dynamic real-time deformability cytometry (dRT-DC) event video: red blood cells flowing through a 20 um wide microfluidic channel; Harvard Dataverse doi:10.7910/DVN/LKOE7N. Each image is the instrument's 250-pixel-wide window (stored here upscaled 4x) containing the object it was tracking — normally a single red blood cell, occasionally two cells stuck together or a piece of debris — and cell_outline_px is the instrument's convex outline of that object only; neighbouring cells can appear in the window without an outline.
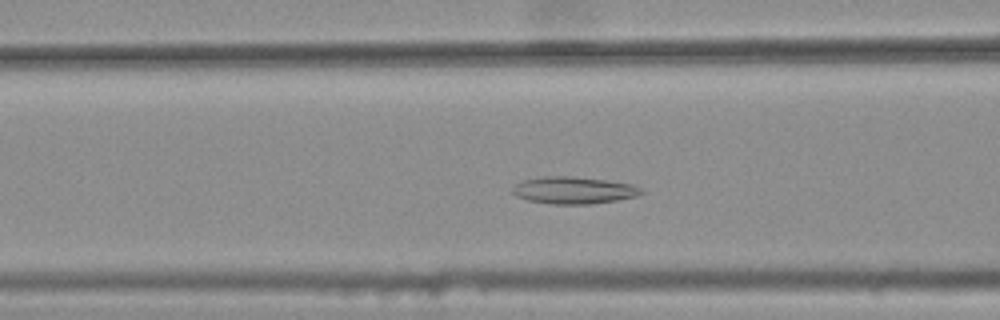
{"species": "common noctule bat (a hibernating species)", "species_latin": "Nyctalus noctula", "temperature_condition": "warm", "stored_images_in_passage": 37, "camera_frame_rate_fps": 3000, "um_per_image_px": 0.085, "animal": {"sex": "female", "body_mass_g": 25.1}, "frame": {"image": 1, "passage_image": 16, "time_ms": 5.0, "image_size_px": [1000, 320], "cell_outline_px": [[644, 192], [636, 196], [616, 200], [592, 204], [552, 204], [528, 200], [516, 196], [512, 192], [512, 188], [520, 180], [544, 176], [568, 176], [604, 180], [632, 184], [640, 188]], "centroid_in_image_um": [48.72, 16.17], "position_along_channel_um": 117.9, "area_um2": 20.23}}
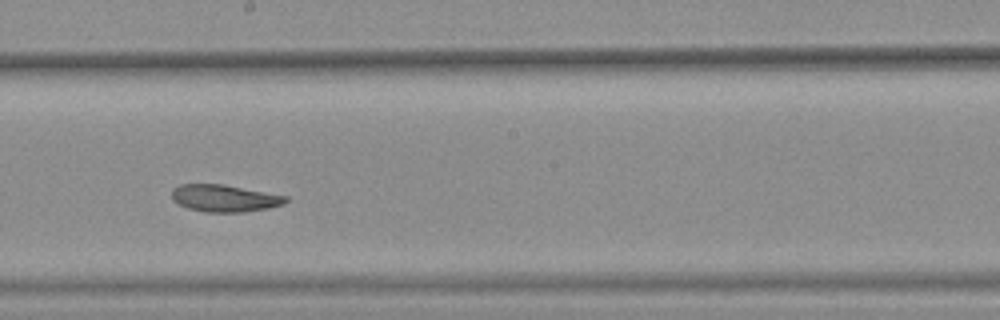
{"frame": {"image": 2, "passage_image": 25, "time_ms": 8.0, "image_size_px": [1000, 320], "cell_outline_px": [[288, 200], [284, 204], [268, 208], [244, 212], [208, 212], [188, 208], [172, 200], [172, 188], [180, 184], [220, 184], [288, 196]], "centroid_in_image_um": [19.08, 16.85], "position_along_channel_um": 229.1, "area_um2": 17.86}}
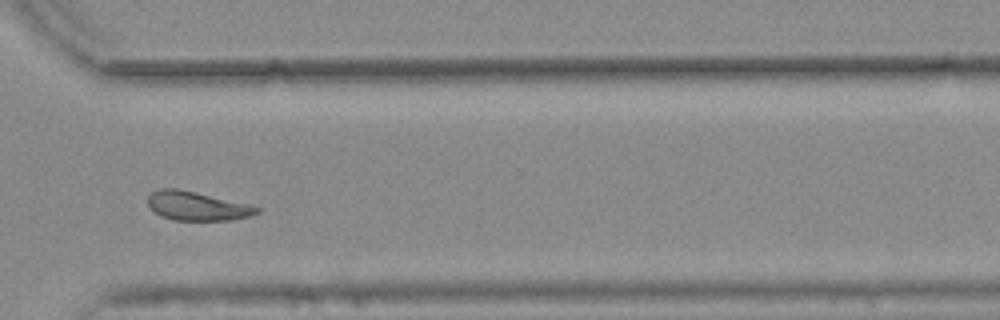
{"frame": {"image": 3, "passage_image": 35, "time_ms": 11.333, "image_size_px": [1000, 320], "cell_outline_px": [[260, 212], [252, 216], [232, 220], [172, 220], [160, 216], [148, 204], [148, 196], [152, 192], [160, 188], [176, 188], [196, 192], [248, 204], [260, 208]], "centroid_in_image_um": [16.76, 17.52], "position_along_channel_um": 353.8, "area_um2": 18.32}, "authors_computed_cell_mechanics": {"area_um2": 19.1896, "velocity_mm_per_s": 3.7256, "shape_relaxation_time_tau1_ms": null, "shape_relaxation_time_tau2_ms": 4.2122, "deformation_change_tau1": null, "deformation_change_tau2": 0.1127}}